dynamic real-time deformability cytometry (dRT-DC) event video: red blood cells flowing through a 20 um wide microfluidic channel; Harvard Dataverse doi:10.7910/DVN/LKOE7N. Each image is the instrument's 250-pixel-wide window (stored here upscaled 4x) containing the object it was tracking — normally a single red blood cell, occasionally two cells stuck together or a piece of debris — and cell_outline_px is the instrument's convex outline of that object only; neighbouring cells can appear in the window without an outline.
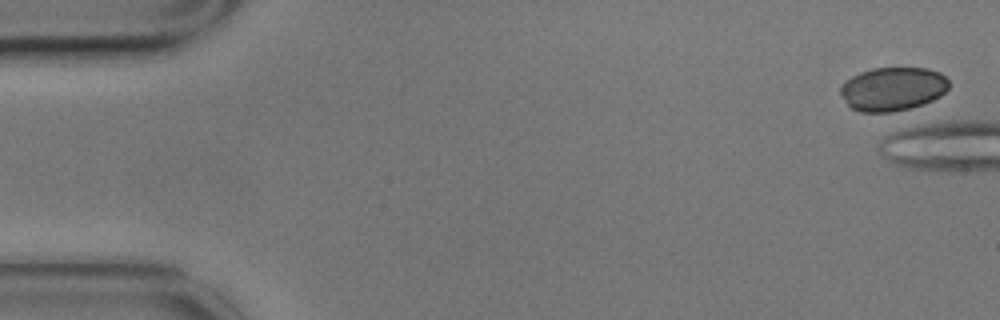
{"species": "common noctule bat (a hibernating species)", "species_latin": "Nyctalus noctula", "temperature_condition": "cold", "stored_images_in_passage": 6, "camera_frame_rate_fps": 3000, "um_per_image_px": 0.085, "animal": {"sex": "male", "body_mass_g": 17.9}, "frame": {"image": 1, "passage_image": 6, "time_ms": 1.667, "image_size_px": [1000, 320], "cell_outline_px": [[948, 88], [940, 96], [924, 104], [912, 108], [892, 112], [860, 112], [852, 108], [848, 104], [840, 92], [840, 88], [852, 76], [860, 72], [872, 68], [928, 68], [940, 72], [948, 80]], "centroid_in_image_um": [75.9, 7.56], "position_along_channel_um": 9.1, "area_um2": 27.51}}